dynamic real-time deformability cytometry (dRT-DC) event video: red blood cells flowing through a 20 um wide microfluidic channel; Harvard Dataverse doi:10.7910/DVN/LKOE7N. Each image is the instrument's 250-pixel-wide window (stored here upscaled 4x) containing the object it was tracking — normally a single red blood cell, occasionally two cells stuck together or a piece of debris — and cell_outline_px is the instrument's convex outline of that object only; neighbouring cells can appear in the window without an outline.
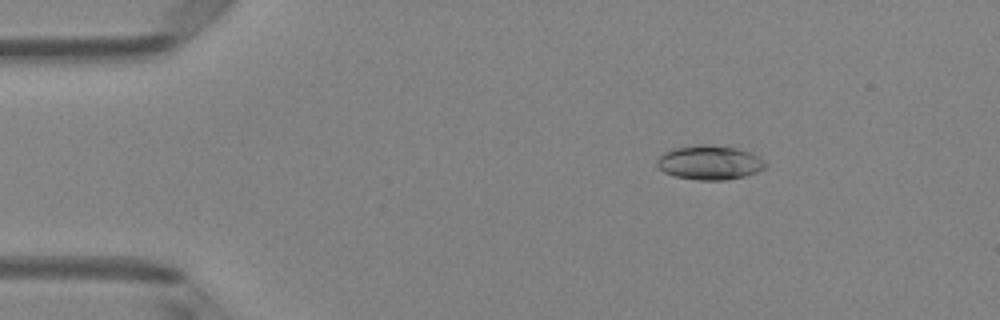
{"species": "Egyptian fruit bat (a non-hibernating species)", "species_latin": "Rousettus aegyptiacus", "temperature_condition": "room temperature", "stored_images_in_passage": 5, "camera_frame_rate_fps": 3000, "um_per_image_px": 0.085, "animal": {"sex": "female"}, "frame": {"image": 1, "passage_image": 3, "time_ms": 0.667, "image_size_px": [1000, 320], "cell_outline_px": [[768, 164], [764, 168], [756, 172], [744, 176], [724, 180], [700, 180], [676, 176], [664, 172], [656, 164], [656, 160], [664, 152], [676, 148], [700, 144], [704, 144], [736, 148], [748, 152], [764, 160]], "centroid_in_image_um": [60.31, 13.82], "position_along_channel_um": 24.7, "area_um2": 21.33}}
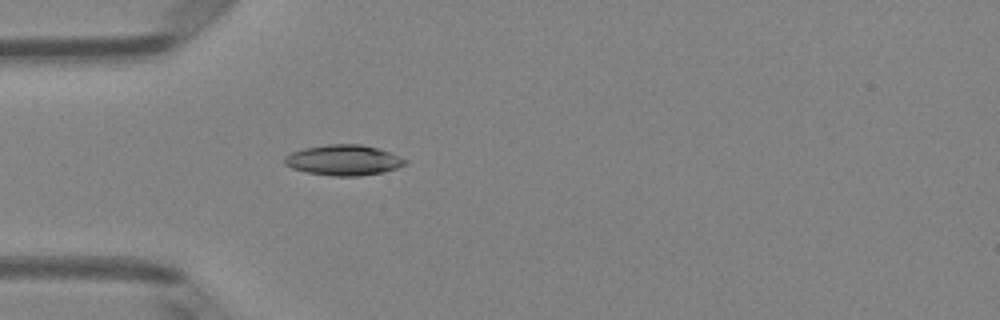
{"frame": {"image": 2, "passage_image": 5, "time_ms": 1.333, "image_size_px": [1000, 320], "cell_outline_px": [[408, 164], [384, 172], [360, 176], [332, 176], [308, 172], [292, 168], [284, 164], [284, 156], [292, 152], [304, 148], [328, 144], [360, 144], [376, 148], [388, 152], [408, 160]], "centroid_in_image_um": [29.2, 13.61], "position_along_channel_um": 55.8, "area_um2": 21.39}}